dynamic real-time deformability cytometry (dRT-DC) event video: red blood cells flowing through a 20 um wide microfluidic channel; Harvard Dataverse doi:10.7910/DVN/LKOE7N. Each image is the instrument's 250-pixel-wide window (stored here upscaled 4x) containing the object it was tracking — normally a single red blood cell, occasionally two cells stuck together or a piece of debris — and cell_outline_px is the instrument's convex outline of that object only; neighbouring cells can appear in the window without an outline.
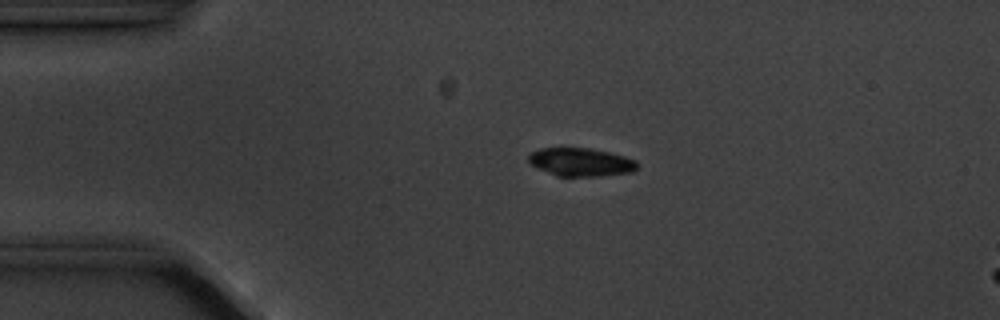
{"species": "common noctule bat (a hibernating species)", "species_latin": "Nyctalus noctula", "temperature_condition": "cold", "stored_images_in_passage": 4, "camera_frame_rate_fps": 3000, "um_per_image_px": 0.085, "animal": {"sex": "male", "body_mass_g": 20.1, "forearm_length_mm": 53.5}, "frame": {"image": 1, "passage_image": 3, "time_ms": 2.333, "image_size_px": [1000, 320], "cell_outline_px": [[636, 168], [632, 172], [600, 176], [556, 176], [532, 164], [528, 160], [528, 156], [532, 152], [540, 148], [588, 148], [608, 152], [624, 156], [636, 160]], "centroid_in_image_um": [49.38, 13.78], "position_along_channel_um": 35.6, "area_um2": 17.63}}